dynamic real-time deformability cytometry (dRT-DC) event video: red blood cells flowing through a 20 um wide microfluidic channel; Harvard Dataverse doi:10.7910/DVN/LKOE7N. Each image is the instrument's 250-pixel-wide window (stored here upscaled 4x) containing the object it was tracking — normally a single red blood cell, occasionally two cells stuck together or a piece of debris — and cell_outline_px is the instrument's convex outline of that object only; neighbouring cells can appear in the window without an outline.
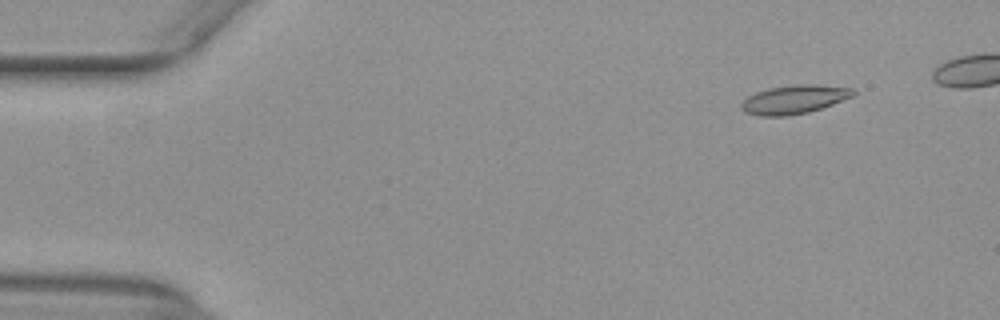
{"species": "common noctule bat (a hibernating species)", "species_latin": "Nyctalus noctula", "temperature_condition": "warm", "stored_images_in_passage": 44, "camera_frame_rate_fps": 3000, "um_per_image_px": 0.085, "animal": {"sex": "female", "body_mass_g": 29.2, "forearm_length_mm": 56.3}, "frame": {"image": 1, "passage_image": 2, "time_ms": 0.333, "image_size_px": [1000, 320], "cell_outline_px": [[856, 96], [808, 112], [788, 116], [760, 116], [744, 112], [740, 108], [740, 104], [748, 96], [756, 92], [768, 88], [796, 84], [816, 84], [852, 88], [856, 92]], "centroid_in_image_um": [67.51, 8.45], "position_along_channel_um": 17.5, "area_um2": 18.84}}
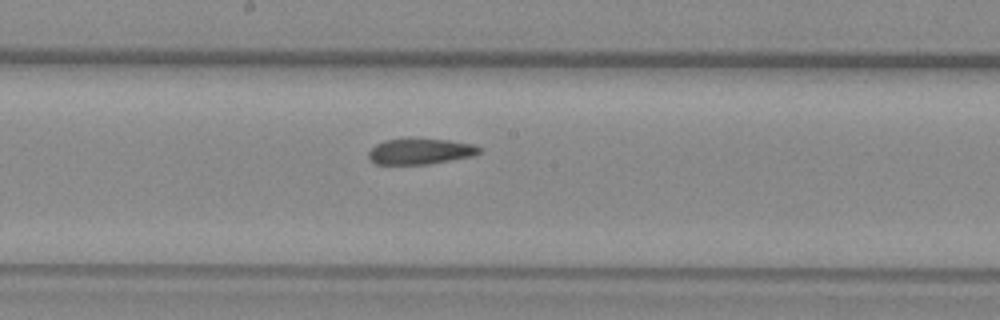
{"frame": {"image": 2, "passage_image": 25, "time_ms": 8.0, "image_size_px": [1000, 320], "cell_outline_px": [[480, 152], [472, 156], [428, 164], [376, 164], [368, 156], [368, 152], [376, 144], [384, 140], [408, 136], [448, 140], [472, 144], [480, 148]], "centroid_in_image_um": [35.68, 12.83], "position_along_channel_um": 212.5, "area_um2": 16.99}}
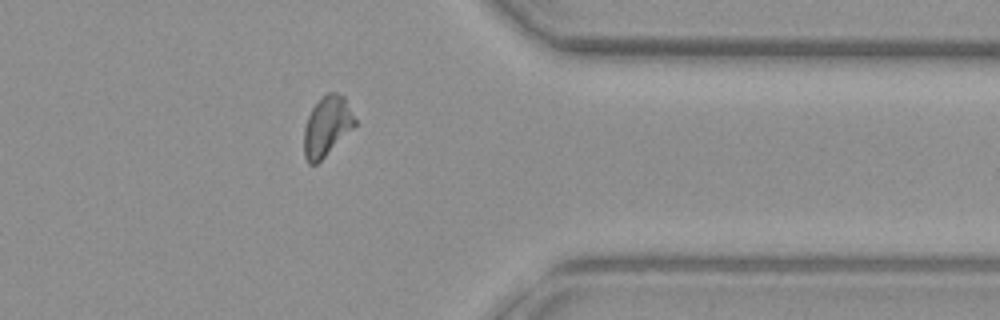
{"frame": {"image": 3, "passage_image": 39, "time_ms": 12.667, "image_size_px": [1000, 320], "cell_outline_px": [[356, 124], [316, 164], [308, 164], [304, 156], [304, 128], [308, 116], [312, 108], [328, 92], [336, 92], [344, 96], [356, 120]], "centroid_in_image_um": [27.77, 10.72], "position_along_channel_um": 383.6, "area_um2": 17.28}}